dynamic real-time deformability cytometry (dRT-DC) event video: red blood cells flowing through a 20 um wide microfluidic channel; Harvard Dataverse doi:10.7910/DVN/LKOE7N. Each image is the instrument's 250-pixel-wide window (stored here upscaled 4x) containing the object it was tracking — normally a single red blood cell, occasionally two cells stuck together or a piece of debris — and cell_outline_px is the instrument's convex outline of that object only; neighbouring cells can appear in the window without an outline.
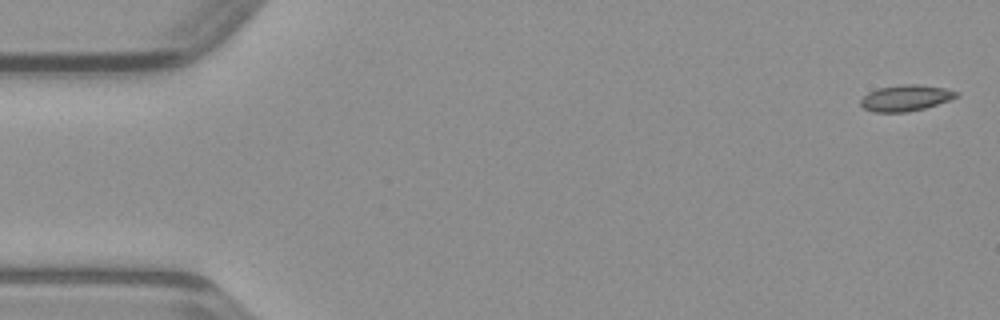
{"species": "common noctule bat (a hibernating species)", "species_latin": "Nyctalus noctula", "temperature_condition": "warm", "stored_images_in_passage": 47, "camera_frame_rate_fps": 3000, "um_per_image_px": 0.085, "animal": {"sex": "male", "body_mass_g": 23.1, "forearm_length_mm": 52.7}, "frame": {"image": 1, "passage_image": 1, "time_ms": 0.0, "image_size_px": [1000, 320], "cell_outline_px": [[960, 96], [924, 108], [904, 112], [872, 112], [864, 108], [860, 104], [860, 100], [868, 92], [876, 88], [900, 84], [920, 84], [944, 88], [960, 92]], "centroid_in_image_um": [76.97, 8.31], "position_along_channel_um": 8.0, "area_um2": 14.62}}
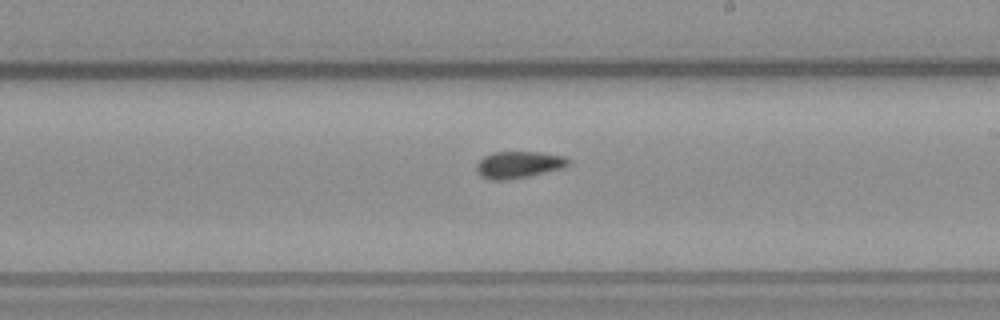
{"frame": {"image": 2, "passage_image": 27, "time_ms": 8.667, "image_size_px": [1000, 320], "cell_outline_px": [[572, 160], [564, 168], [528, 176], [508, 180], [492, 180], [480, 176], [476, 168], [476, 164], [484, 156], [492, 152], [540, 152], [564, 156]], "centroid_in_image_um": [44.09, 14.0], "position_along_channel_um": 244.9, "area_um2": 14.45}}
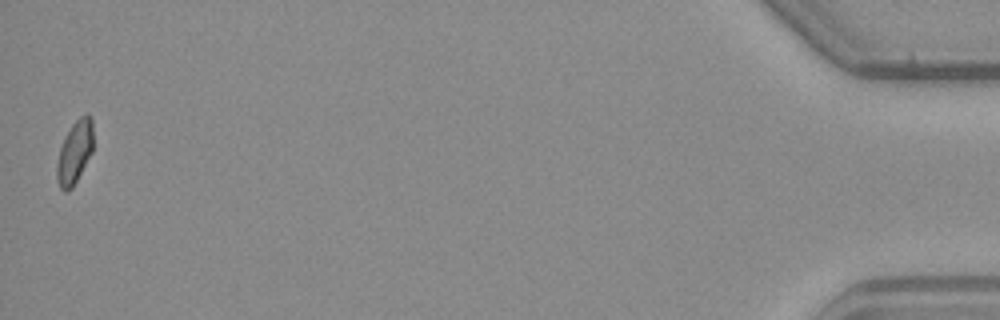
{"frame": {"image": 3, "passage_image": 47, "time_ms": 15.333, "image_size_px": [1000, 320], "cell_outline_px": [[92, 152], [72, 188], [68, 192], [64, 192], [60, 188], [56, 176], [56, 164], [60, 148], [64, 136], [72, 124], [80, 116], [88, 112], [92, 116]], "centroid_in_image_um": [6.33, 12.92], "position_along_channel_um": 428.9, "area_um2": 13.41}}